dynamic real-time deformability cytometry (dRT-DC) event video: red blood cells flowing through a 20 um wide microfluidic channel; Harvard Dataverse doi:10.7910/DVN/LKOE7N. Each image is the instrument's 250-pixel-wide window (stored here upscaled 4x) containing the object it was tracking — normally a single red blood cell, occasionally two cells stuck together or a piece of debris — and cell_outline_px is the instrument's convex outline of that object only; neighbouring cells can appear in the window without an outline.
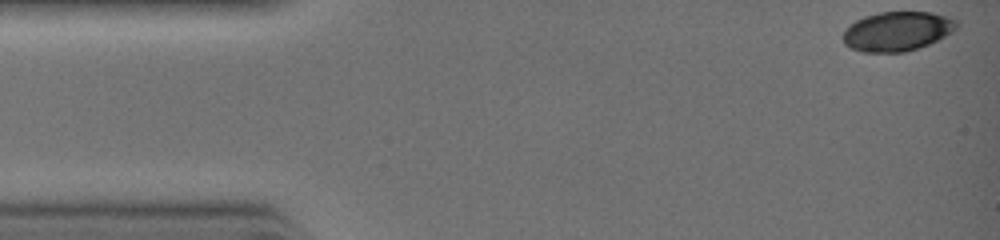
{"species": "common noctule bat (a hibernating species)", "species_latin": "Nyctalus noctula", "temperature_condition": "warm", "stored_images_in_passage": 11, "camera_frame_rate_fps": 3000, "um_per_image_px": 0.085, "animal": {"sex": "female", "body_mass_g": 19.0, "forearm_length_mm": 51.5}, "frame": {"image": 1, "passage_image": 1, "time_ms": 0.0, "image_size_px": [1000, 240], "cell_outline_px": [[960, 24], [952, 32], [920, 48], [904, 52], [864, 52], [852, 48], [844, 44], [840, 36], [856, 20], [864, 16], [880, 12], [932, 12], [956, 20]], "centroid_in_image_um": [76.25, 2.66], "position_along_channel_um": 8.7, "area_um2": 26.01}}
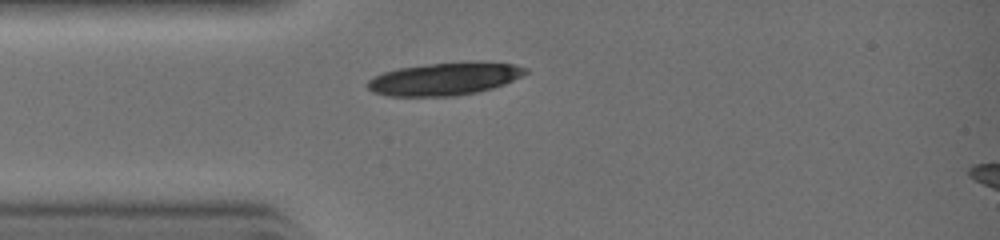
{"frame": {"image": 2, "passage_image": 8, "time_ms": 2.333, "image_size_px": [1000, 240], "cell_outline_px": [[528, 72], [504, 84], [492, 88], [476, 92], [456, 96], [388, 96], [372, 92], [364, 84], [372, 76], [396, 68], [428, 64], [516, 64], [528, 68]], "centroid_in_image_um": [37.67, 6.74], "position_along_channel_um": 47.3, "area_um2": 29.3}}